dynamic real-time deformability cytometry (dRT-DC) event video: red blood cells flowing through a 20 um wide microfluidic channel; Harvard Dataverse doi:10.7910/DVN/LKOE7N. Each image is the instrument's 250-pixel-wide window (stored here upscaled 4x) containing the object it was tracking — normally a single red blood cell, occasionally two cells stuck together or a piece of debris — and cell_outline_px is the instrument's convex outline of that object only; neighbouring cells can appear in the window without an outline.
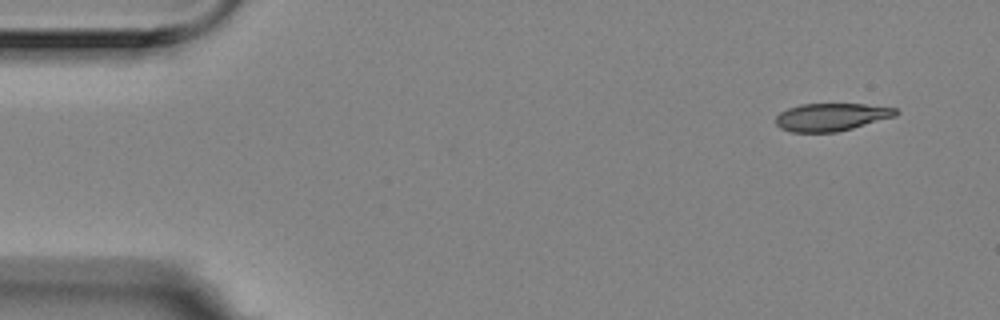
{"species": "Egyptian fruit bat (a non-hibernating species)", "species_latin": "Rousettus aegyptiacus", "temperature_condition": "room temperature", "stored_images_in_passage": 7, "camera_frame_rate_fps": 3000, "um_per_image_px": 0.085, "animal": {"sex": "female"}, "frame": {"image": 1, "passage_image": 1, "time_ms": 0.0, "image_size_px": [1000, 320], "cell_outline_px": [[900, 112], [896, 116], [852, 128], [836, 132], [792, 132], [780, 128], [776, 124], [776, 116], [780, 112], [788, 108], [800, 104], [864, 104], [896, 108]], "centroid_in_image_um": [70.66, 9.94], "position_along_channel_um": 14.3, "area_um2": 19.36}}
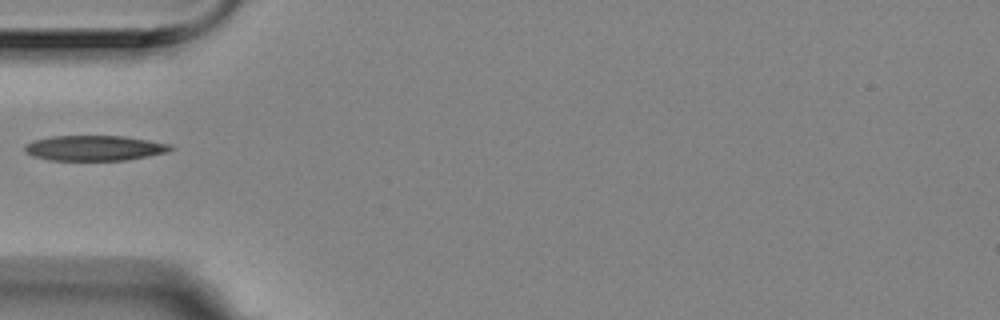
{"frame": {"image": 2, "passage_image": 5, "time_ms": 1.333, "image_size_px": [1000, 320], "cell_outline_px": [[176, 148], [168, 152], [148, 156], [124, 160], [52, 160], [32, 156], [24, 152], [24, 144], [36, 140], [52, 136], [124, 136], [172, 144]], "centroid_in_image_um": [8.05, 12.58], "position_along_channel_um": 76.9, "area_um2": 21.5}}
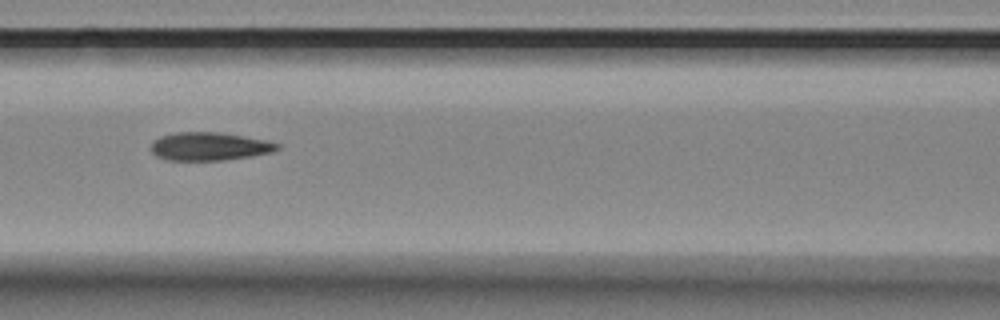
{"frame": {"image": 3, "passage_image": 7, "time_ms": 2.0, "image_size_px": [1000, 320], "cell_outline_px": [[280, 148], [272, 152], [252, 156], [224, 160], [168, 160], [156, 156], [152, 152], [152, 140], [160, 136], [176, 132], [216, 132], [264, 140], [280, 144]], "centroid_in_image_um": [17.77, 12.45], "position_along_channel_um": 148.8, "area_um2": 20.58}}